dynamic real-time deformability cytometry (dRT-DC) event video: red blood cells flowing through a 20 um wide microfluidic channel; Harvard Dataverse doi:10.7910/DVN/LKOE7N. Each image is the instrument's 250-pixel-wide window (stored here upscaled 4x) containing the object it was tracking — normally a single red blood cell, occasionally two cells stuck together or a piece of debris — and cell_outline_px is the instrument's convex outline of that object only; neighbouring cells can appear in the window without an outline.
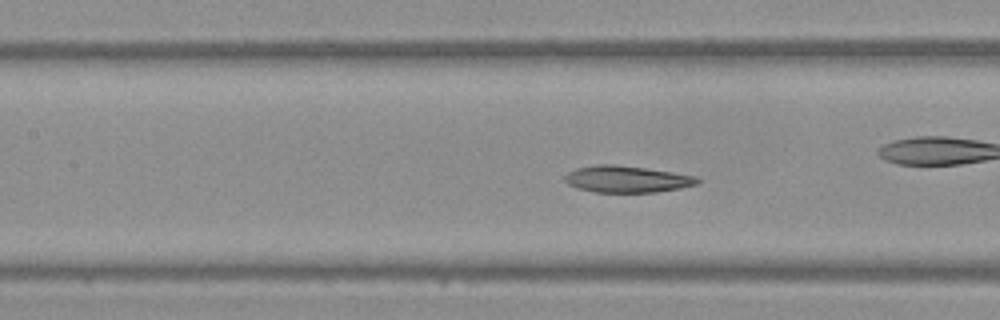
{"species": "Egyptian fruit bat (a non-hibernating species)", "species_latin": "Rousettus aegyptiacus", "temperature_condition": "warm", "stored_images_in_passage": 43, "camera_frame_rate_fps": 3000, "um_per_image_px": 0.085, "frame": {"image": 1, "passage_image": 13, "time_ms": 4.0, "image_size_px": [1000, 320], "cell_outline_px": [[700, 180], [696, 184], [680, 188], [656, 192], [596, 192], [576, 188], [568, 184], [564, 180], [564, 176], [568, 172], [576, 168], [596, 164], [616, 164], [644, 168], [696, 176]], "centroid_in_image_um": [53.23, 15.22], "position_along_channel_um": 154.2, "area_um2": 20.52}, "authors_computed_cell_mechanics": {"area_um2": 21.0392, "velocity_mm_per_s": 3.8088, "shape_relaxation_time_tau1_ms": 5.6257, "shape_relaxation_time_tau2_ms": 4.1011, "deformation_change_tau1": 0.1585, "deformation_change_tau2": 0.1001}}